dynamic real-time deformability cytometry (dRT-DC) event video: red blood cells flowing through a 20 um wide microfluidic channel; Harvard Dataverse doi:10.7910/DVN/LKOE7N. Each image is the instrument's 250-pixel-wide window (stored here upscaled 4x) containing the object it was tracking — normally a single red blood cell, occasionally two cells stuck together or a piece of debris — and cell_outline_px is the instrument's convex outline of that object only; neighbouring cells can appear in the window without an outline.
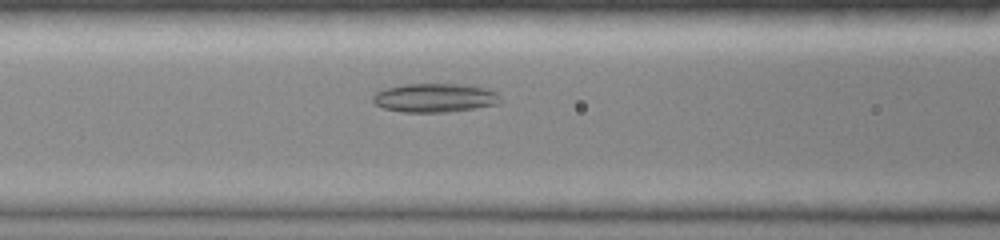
{"species": "common noctule bat (a hibernating species)", "species_latin": "Nyctalus noctula", "temperature_condition": "room temperature", "stored_images_in_passage": 34, "camera_frame_rate_fps": 3000, "um_per_image_px": 0.085, "animal": {"sex": "female", "body_mass_g": 19.0, "forearm_length_mm": 51.5}, "frame": {"image": 1, "passage_image": 7, "time_ms": 2.0, "image_size_px": [1000, 240], "cell_outline_px": [[500, 104], [476, 108], [448, 112], [404, 112], [384, 108], [376, 104], [372, 100], [372, 96], [376, 92], [384, 88], [404, 84], [464, 84], [488, 88], [496, 92], [500, 100]], "centroid_in_image_um": [36.97, 8.31], "position_along_channel_um": 129.6, "area_um2": 21.56}}
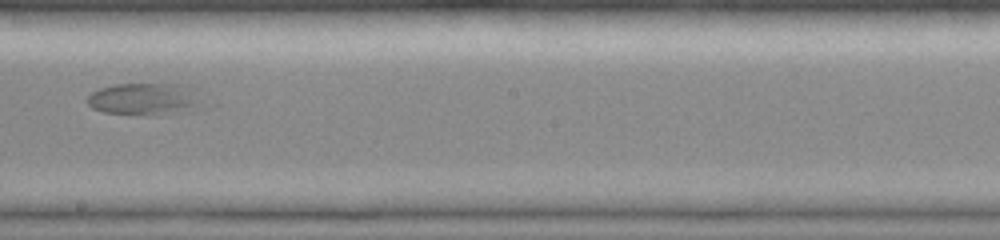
{"frame": {"image": 2, "passage_image": 15, "time_ms": 4.667, "image_size_px": [1000, 240], "cell_outline_px": [[204, 108], [196, 112], [104, 112], [92, 108], [88, 104], [88, 96], [92, 92], [100, 88], [116, 84], [188, 84], [192, 88]], "centroid_in_image_um": [12.36, 8.38], "position_along_channel_um": 235.8, "area_um2": 20.87}}
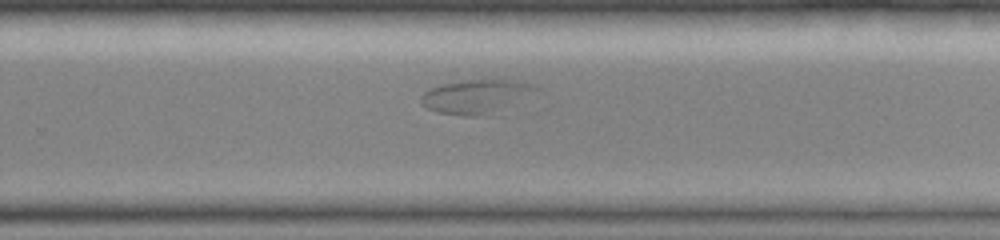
{"frame": {"image": 3, "passage_image": 19, "time_ms": 6.0, "image_size_px": [1000, 240], "cell_outline_px": [[540, 88], [480, 116], [464, 116], [436, 112], [420, 104], [420, 96], [428, 88], [460, 80], [496, 76], [504, 76], [536, 84]], "centroid_in_image_um": [40.39, 8.1], "position_along_channel_um": 289.4, "area_um2": 22.77}}